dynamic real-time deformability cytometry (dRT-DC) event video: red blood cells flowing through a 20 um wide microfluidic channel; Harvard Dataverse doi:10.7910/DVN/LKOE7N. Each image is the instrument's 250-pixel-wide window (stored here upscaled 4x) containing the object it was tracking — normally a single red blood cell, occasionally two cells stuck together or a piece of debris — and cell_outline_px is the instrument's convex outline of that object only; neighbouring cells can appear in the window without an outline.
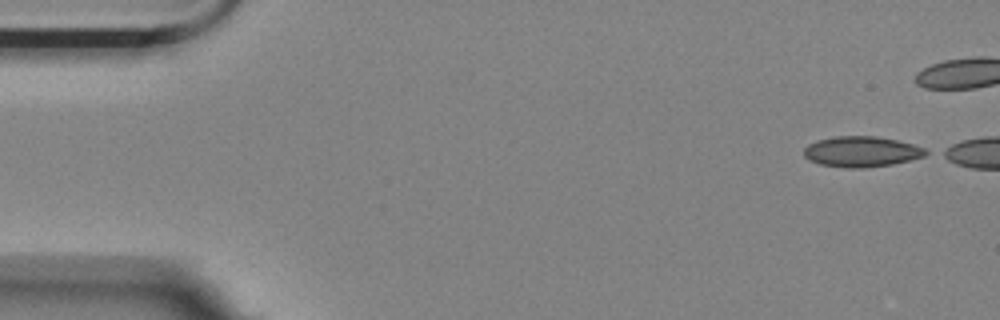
{"species": "Egyptian fruit bat (a non-hibernating species)", "species_latin": "Rousettus aegyptiacus", "temperature_condition": "room temperature", "stored_images_in_passage": 11, "camera_frame_rate_fps": 3000, "um_per_image_px": 0.085, "animal": {"sex": "female"}, "frame": {"image": 1, "passage_image": 1, "time_ms": 0.0, "image_size_px": [1000, 320], "cell_outline_px": [[932, 152], [924, 156], [892, 164], [864, 168], [844, 168], [820, 164], [808, 160], [804, 156], [804, 148], [808, 144], [820, 140], [836, 136], [876, 136], [896, 140], [912, 144], [924, 148]], "centroid_in_image_um": [73.23, 12.89], "position_along_channel_um": 11.8, "area_um2": 21.68}}